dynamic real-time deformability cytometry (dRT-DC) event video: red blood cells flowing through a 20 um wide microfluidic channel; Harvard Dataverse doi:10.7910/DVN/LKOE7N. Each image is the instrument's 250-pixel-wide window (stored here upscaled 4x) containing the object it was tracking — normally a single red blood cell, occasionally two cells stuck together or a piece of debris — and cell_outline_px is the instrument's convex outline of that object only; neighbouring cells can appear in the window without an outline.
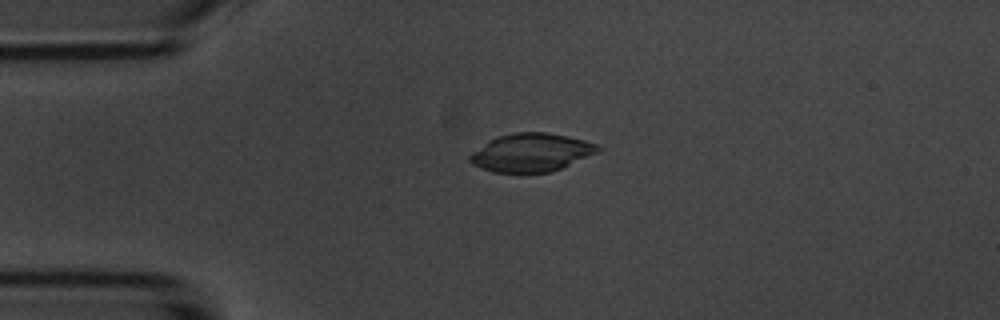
{"species": "common noctule bat (a hibernating species)", "species_latin": "Nyctalus noctula", "temperature_condition": "room temperature", "stored_images_in_passage": 52, "camera_frame_rate_fps": 3000, "um_per_image_px": 0.085, "animal": {"sex": "male", "body_mass_g": 20.1, "forearm_length_mm": 53.5}, "frame": {"image": 1, "passage_image": 11, "time_ms": 3.333, "image_size_px": [1000, 320], "cell_outline_px": [[604, 148], [600, 152], [552, 172], [492, 172], [480, 168], [472, 164], [468, 160], [468, 156], [472, 152], [488, 140], [496, 136], [512, 132], [548, 132], [568, 136], [584, 140], [596, 144]], "centroid_in_image_um": [45.16, 12.95], "position_along_channel_um": 39.8, "area_um2": 28.9}}
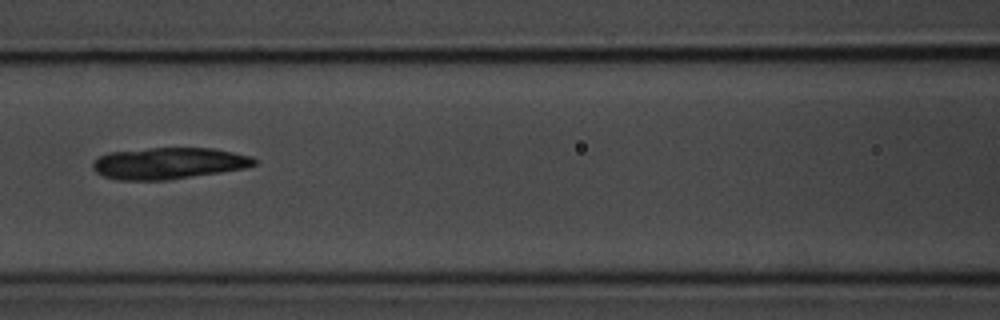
{"frame": {"image": 2, "passage_image": 22, "time_ms": 7.0, "image_size_px": [1000, 320], "cell_outline_px": [[256, 164], [244, 168], [220, 172], [168, 180], [116, 180], [104, 176], [96, 172], [92, 168], [92, 160], [108, 152], [148, 148], [212, 148], [252, 156], [256, 160]], "centroid_in_image_um": [14.29, 13.88], "position_along_channel_um": 152.3, "area_um2": 29.71}}
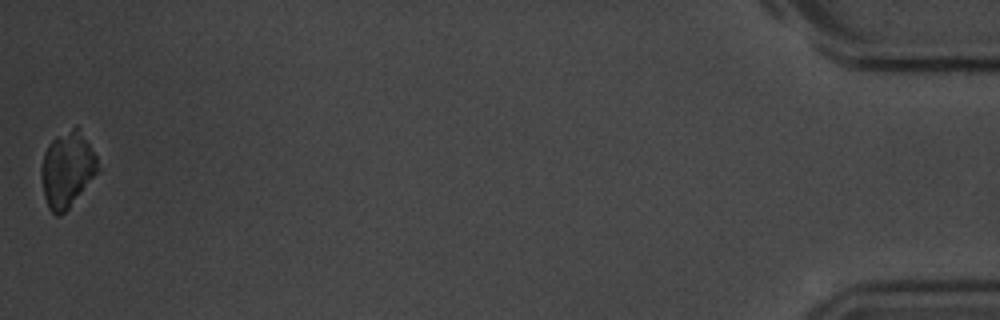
{"frame": {"image": 3, "passage_image": 52, "time_ms": 17.0, "image_size_px": [1000, 320], "cell_outline_px": [[100, 168], [68, 208], [60, 216], [56, 216], [48, 208], [44, 196], [40, 176], [40, 172], [44, 152], [48, 144], [56, 136], [76, 124], [96, 156]], "centroid_in_image_um": [5.67, 14.39], "position_along_channel_um": 429.5, "area_um2": 24.68}}